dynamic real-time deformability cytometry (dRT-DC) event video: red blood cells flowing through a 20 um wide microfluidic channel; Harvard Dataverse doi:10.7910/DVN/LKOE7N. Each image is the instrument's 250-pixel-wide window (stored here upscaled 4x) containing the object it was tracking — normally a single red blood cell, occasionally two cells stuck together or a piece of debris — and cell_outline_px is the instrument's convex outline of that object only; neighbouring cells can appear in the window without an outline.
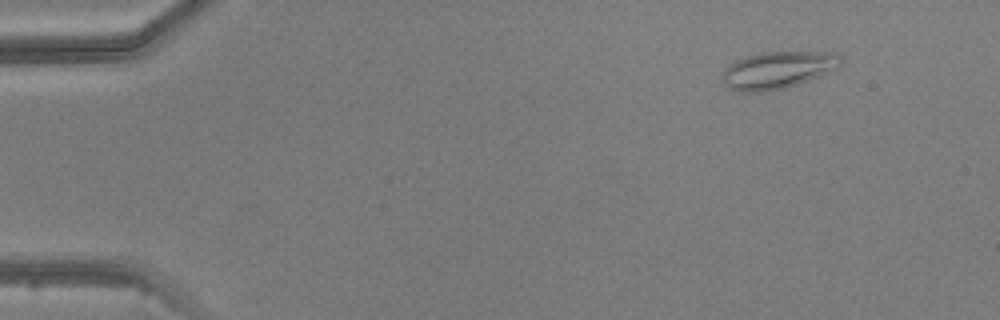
{"species": "common noctule bat (a hibernating species)", "species_latin": "Nyctalus noctula", "temperature_condition": "warm", "stored_images_in_passage": 6, "camera_frame_rate_fps": 3000, "um_per_image_px": 0.085, "animal": {"sex": "male", "body_mass_g": 20.5, "forearm_length_mm": 52.5}, "frame": {"image": 1, "passage_image": 2, "time_ms": 1.333, "image_size_px": [1000, 320], "cell_outline_px": [[840, 64], [836, 68], [820, 76], [784, 88], [764, 92], [740, 92], [724, 84], [720, 80], [720, 76], [724, 68], [728, 64], [736, 60], [748, 56], [764, 52], [836, 52], [840, 56]], "centroid_in_image_um": [66.05, 5.96], "position_along_channel_um": 18.9, "area_um2": 25.61}}
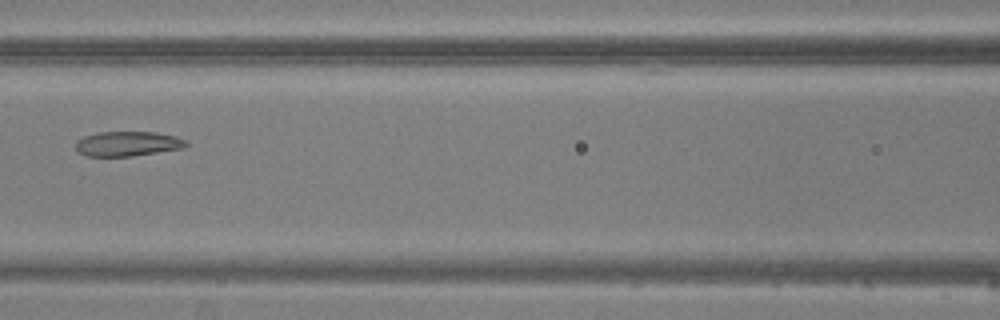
{"frame": {"image": 2, "passage_image": 6, "time_ms": 7.0, "image_size_px": [1000, 320], "cell_outline_px": [[188, 144], [184, 148], [132, 156], [88, 156], [76, 152], [76, 140], [84, 136], [100, 132], [156, 132], [176, 136], [188, 140]], "centroid_in_image_um": [10.86, 12.22], "position_along_channel_um": 155.7, "area_um2": 16.07}}